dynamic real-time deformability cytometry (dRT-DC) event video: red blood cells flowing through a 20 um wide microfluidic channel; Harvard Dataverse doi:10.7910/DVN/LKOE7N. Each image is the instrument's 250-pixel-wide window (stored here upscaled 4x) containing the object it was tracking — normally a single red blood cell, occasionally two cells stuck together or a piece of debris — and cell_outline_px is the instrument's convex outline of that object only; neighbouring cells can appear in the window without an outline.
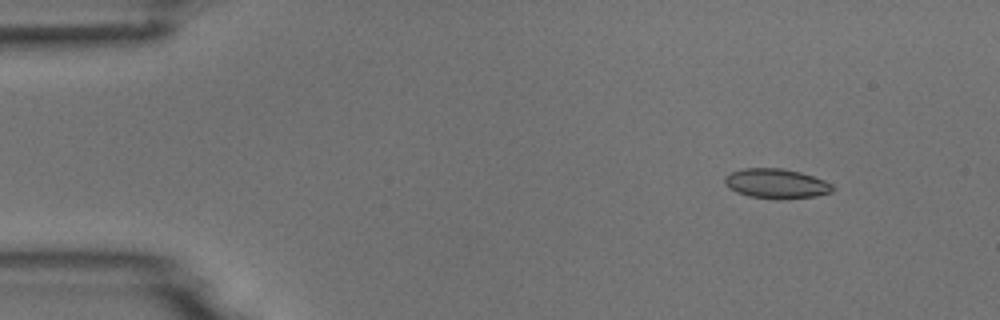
{"species": "common noctule bat (a hibernating species)", "species_latin": "Nyctalus noctula", "temperature_condition": "room temperature", "stored_images_in_passage": 3, "camera_frame_rate_fps": 3000, "um_per_image_px": 0.085, "animal": {"sex": "male", "body_mass_g": 18.8}, "frame": {"image": 1, "passage_image": 1, "time_ms": 0.0, "image_size_px": [1000, 320], "cell_outline_px": [[832, 192], [816, 196], [780, 200], [776, 200], [752, 196], [736, 192], [728, 188], [724, 184], [724, 176], [732, 172], [744, 168], [780, 168], [800, 172], [824, 180], [832, 184]], "centroid_in_image_um": [65.96, 15.61], "position_along_channel_um": 19.0, "area_um2": 18.73}}